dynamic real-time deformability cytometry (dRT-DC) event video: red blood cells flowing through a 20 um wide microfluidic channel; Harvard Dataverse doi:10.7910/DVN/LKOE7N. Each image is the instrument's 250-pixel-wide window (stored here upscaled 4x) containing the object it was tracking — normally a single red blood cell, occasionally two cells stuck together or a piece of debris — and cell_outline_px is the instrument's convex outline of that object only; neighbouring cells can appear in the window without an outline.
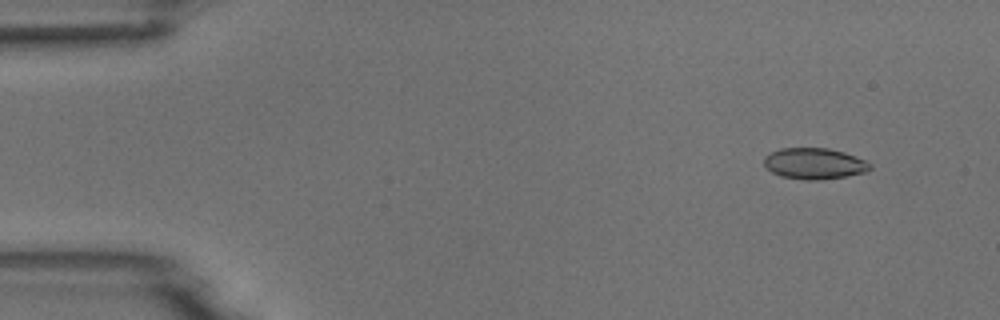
{"species": "common noctule bat (a hibernating species)", "species_latin": "Nyctalus noctula", "temperature_condition": "room temperature", "stored_images_in_passage": 5, "camera_frame_rate_fps": 3000, "um_per_image_px": 0.085, "animal": {"sex": "male", "body_mass_g": 18.8}, "frame": {"image": 1, "passage_image": 2, "time_ms": 1.0, "image_size_px": [1000, 320], "cell_outline_px": [[872, 168], [868, 172], [848, 176], [820, 180], [804, 180], [780, 176], [772, 172], [764, 164], [764, 156], [780, 148], [828, 148], [844, 152], [864, 160], [872, 164]], "centroid_in_image_um": [69.24, 13.91], "position_along_channel_um": 15.8, "area_um2": 19.36}}